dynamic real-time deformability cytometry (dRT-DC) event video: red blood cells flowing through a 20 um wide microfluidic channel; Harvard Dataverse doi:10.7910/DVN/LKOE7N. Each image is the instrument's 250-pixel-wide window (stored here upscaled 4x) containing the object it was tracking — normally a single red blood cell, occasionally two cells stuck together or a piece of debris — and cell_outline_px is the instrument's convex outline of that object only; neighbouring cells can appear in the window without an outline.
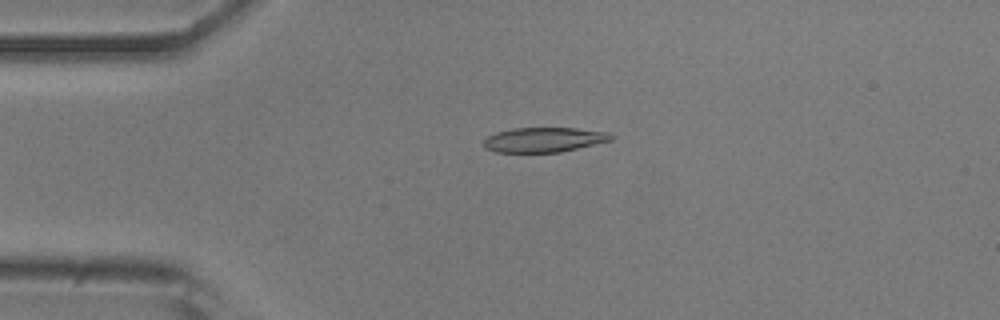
{"species": "common noctule bat (a hibernating species)", "species_latin": "Nyctalus noctula", "temperature_condition": "room temperature", "stored_images_in_passage": 52, "camera_frame_rate_fps": 3000, "um_per_image_px": 0.085, "animal": {"sex": "male", "body_mass_g": 20.5, "forearm_length_mm": 52.5}, "frame": {"image": 1, "passage_image": 12, "time_ms": 3.667, "image_size_px": [1000, 320], "cell_outline_px": [[616, 136], [612, 140], [560, 152], [496, 152], [484, 148], [484, 140], [488, 136], [496, 132], [512, 128], [576, 128], [608, 132]], "centroid_in_image_um": [46.24, 11.87], "position_along_channel_um": 38.8, "area_um2": 18.38}}
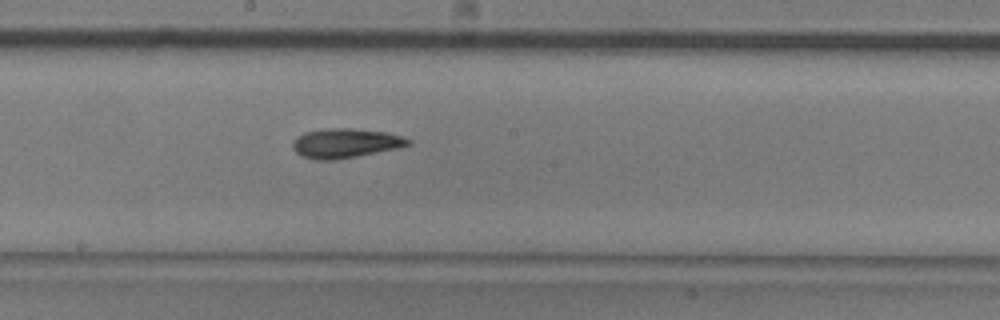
{"frame": {"image": 2, "passage_image": 28, "time_ms": 9.0, "image_size_px": [1000, 320], "cell_outline_px": [[412, 144], [396, 148], [336, 160], [316, 160], [300, 156], [292, 148], [292, 144], [296, 136], [304, 132], [328, 128], [352, 128], [388, 132], [404, 136], [412, 140]], "centroid_in_image_um": [29.35, 12.16], "position_along_channel_um": 218.8, "area_um2": 20.0}}
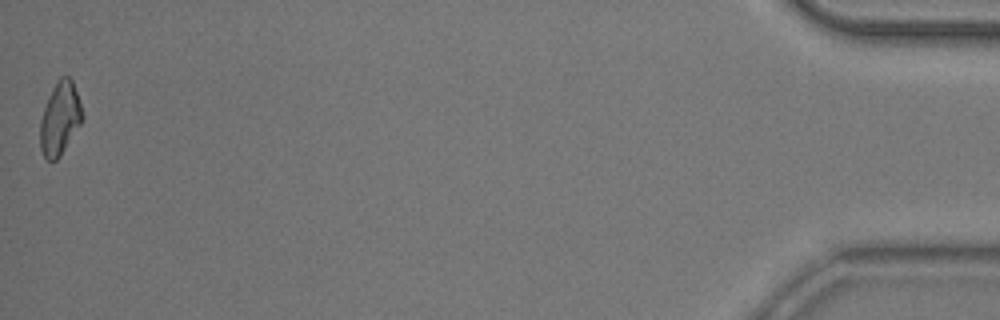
{"frame": {"image": 3, "passage_image": 52, "time_ms": 17.0, "image_size_px": [1000, 320], "cell_outline_px": [[84, 116], [80, 124], [60, 156], [56, 160], [48, 160], [44, 156], [40, 148], [40, 120], [44, 108], [60, 76], [68, 76], [72, 80]], "centroid_in_image_um": [5.09, 10.1], "position_along_channel_um": 430.1, "area_um2": 17.4}, "authors_computed_cell_mechanics": {"area_um2": 18.5827, "velocity_mm_per_s": 3.8648, "shape_relaxation_time_tau1_ms": 4.417, "shape_relaxation_time_tau2_ms": 3.2489, "deformation_change_tau1": 0.1437, "deformation_change_tau2": 0.1092}}